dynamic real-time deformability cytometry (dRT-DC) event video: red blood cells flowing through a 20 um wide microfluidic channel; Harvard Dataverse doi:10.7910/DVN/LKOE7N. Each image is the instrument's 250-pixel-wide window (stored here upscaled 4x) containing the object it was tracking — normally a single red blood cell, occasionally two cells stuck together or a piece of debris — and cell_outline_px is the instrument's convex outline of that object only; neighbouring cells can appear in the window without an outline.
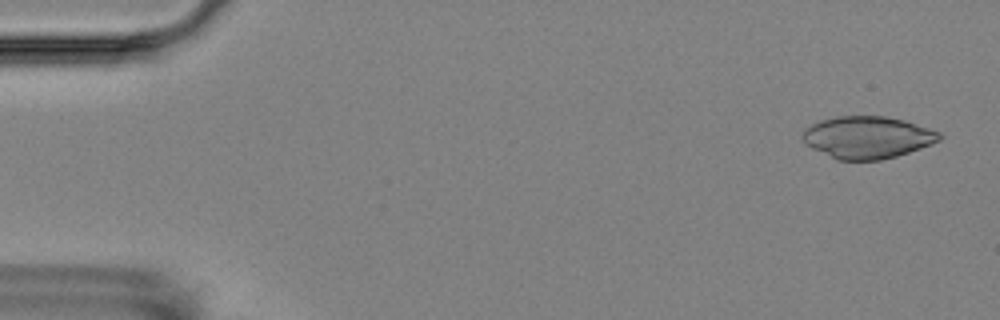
{"species": "Egyptian fruit bat (a non-hibernating species)", "species_latin": "Rousettus aegyptiacus", "temperature_condition": "room temperature", "stored_images_in_passage": 4, "camera_frame_rate_fps": 3000, "um_per_image_px": 0.085, "animal": {"sex": "female"}, "frame": {"image": 1, "passage_image": 1, "time_ms": 0.0, "image_size_px": [1000, 320], "cell_outline_px": [[944, 136], [940, 140], [932, 144], [896, 156], [880, 160], [836, 160], [812, 148], [800, 136], [804, 128], [820, 120], [836, 116], [884, 116], [904, 120], [940, 132]], "centroid_in_image_um": [73.72, 11.67], "position_along_channel_um": 11.3, "area_um2": 33.64}}